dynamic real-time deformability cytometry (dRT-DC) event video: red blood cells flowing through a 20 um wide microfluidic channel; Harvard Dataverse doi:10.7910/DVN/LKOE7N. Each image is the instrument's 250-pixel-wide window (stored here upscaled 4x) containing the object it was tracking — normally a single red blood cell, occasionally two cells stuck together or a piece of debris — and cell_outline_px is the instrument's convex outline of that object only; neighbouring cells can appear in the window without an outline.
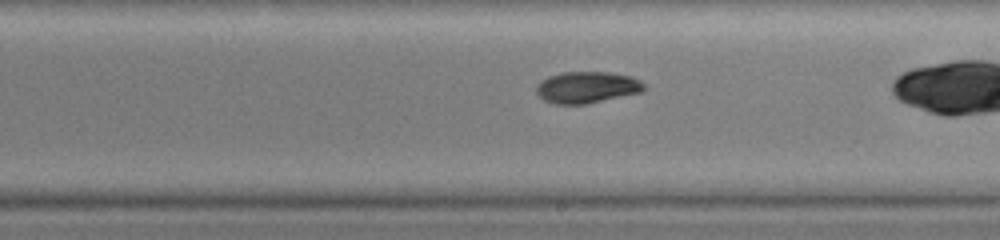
{"species": "common noctule bat (a hibernating species)", "species_latin": "Nyctalus noctula", "temperature_condition": "warm", "stored_images_in_passage": 16, "camera_frame_rate_fps": 3000, "um_per_image_px": 0.085, "animal": {"sex": "female", "body_mass_g": 19.0, "forearm_length_mm": 51.5}, "frame": {"image": 1, "passage_image": 10, "time_ms": 5.0, "image_size_px": [1000, 240], "cell_outline_px": [[648, 88], [640, 92], [588, 104], [556, 104], [544, 100], [536, 92], [536, 84], [540, 80], [548, 76], [564, 72], [608, 72], [632, 76], [640, 80]], "centroid_in_image_um": [49.89, 7.42], "position_along_channel_um": 239.1, "area_um2": 19.94}}